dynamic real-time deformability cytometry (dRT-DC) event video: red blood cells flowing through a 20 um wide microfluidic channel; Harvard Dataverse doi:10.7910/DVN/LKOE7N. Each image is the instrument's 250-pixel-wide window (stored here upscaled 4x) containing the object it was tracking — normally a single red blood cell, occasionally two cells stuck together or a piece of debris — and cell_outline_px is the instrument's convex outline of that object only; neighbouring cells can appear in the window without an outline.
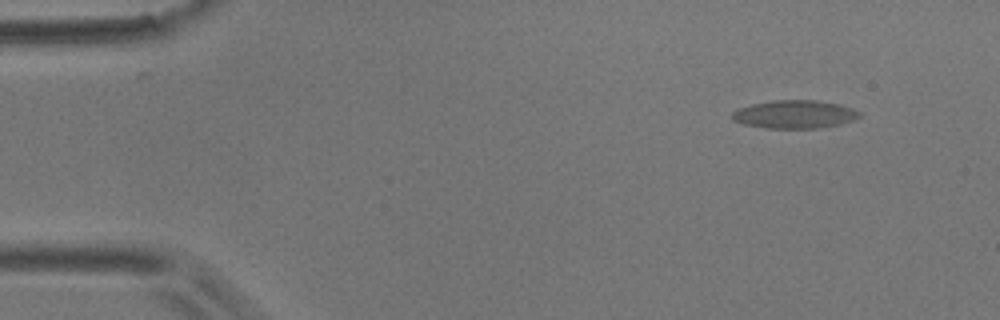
{"species": "common noctule bat (a hibernating species)", "species_latin": "Nyctalus noctula", "temperature_condition": "room temperature", "stored_images_in_passage": 12, "camera_frame_rate_fps": 3000, "um_per_image_px": 0.085, "animal": {"sex": "male", "body_mass_g": 17.9}, "frame": {"image": 1, "passage_image": 6, "time_ms": 1.667, "image_size_px": [1000, 320], "cell_outline_px": [[860, 116], [852, 120], [840, 124], [816, 128], [764, 128], [744, 124], [732, 120], [732, 112], [740, 108], [752, 104], [772, 100], [816, 100], [840, 104], [852, 108], [860, 112]], "centroid_in_image_um": [67.53, 9.71], "position_along_channel_um": 17.5, "area_um2": 20.81}}